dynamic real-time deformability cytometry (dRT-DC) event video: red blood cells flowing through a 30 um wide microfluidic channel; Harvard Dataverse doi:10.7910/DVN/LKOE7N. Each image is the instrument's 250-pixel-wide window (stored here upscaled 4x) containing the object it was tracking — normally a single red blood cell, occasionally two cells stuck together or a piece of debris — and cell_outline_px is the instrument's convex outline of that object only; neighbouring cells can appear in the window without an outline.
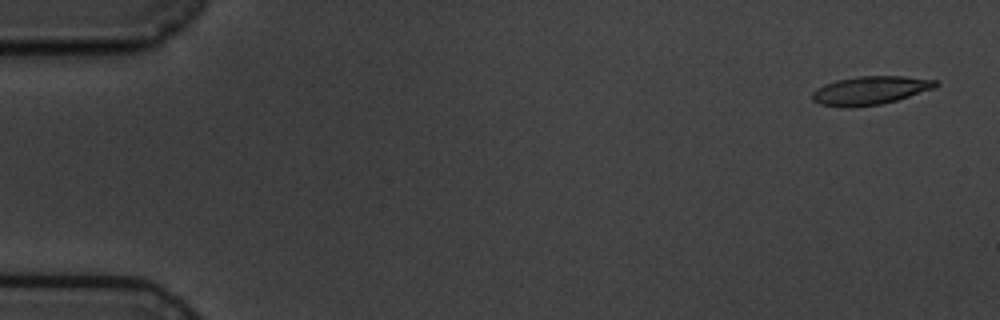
{"species": "common noctule bat (a hibernating species)", "species_latin": "Nyctalus noctula", "temperature_condition": "cold", "stored_images_in_passage": 2, "segment_of_instrument_passage": [2, 2], "camera_frame_rate_fps": 3000, "um_per_image_px": 0.085, "animal": {"sex": "male", "body_mass_g": 19.5, "forearm_length_mm": 54.6}, "frame": {"image": 1, "passage_image": 2, "time_ms": 1.333, "image_size_px": [1000, 320], "cell_outline_px": [[940, 84], [936, 88], [896, 100], [880, 104], [820, 104], [812, 100], [812, 92], [816, 88], [824, 84], [836, 80], [860, 76], [904, 76], [936, 80]], "centroid_in_image_um": [74.04, 7.63], "position_along_channel_um": 11.0, "area_um2": 19.65}}